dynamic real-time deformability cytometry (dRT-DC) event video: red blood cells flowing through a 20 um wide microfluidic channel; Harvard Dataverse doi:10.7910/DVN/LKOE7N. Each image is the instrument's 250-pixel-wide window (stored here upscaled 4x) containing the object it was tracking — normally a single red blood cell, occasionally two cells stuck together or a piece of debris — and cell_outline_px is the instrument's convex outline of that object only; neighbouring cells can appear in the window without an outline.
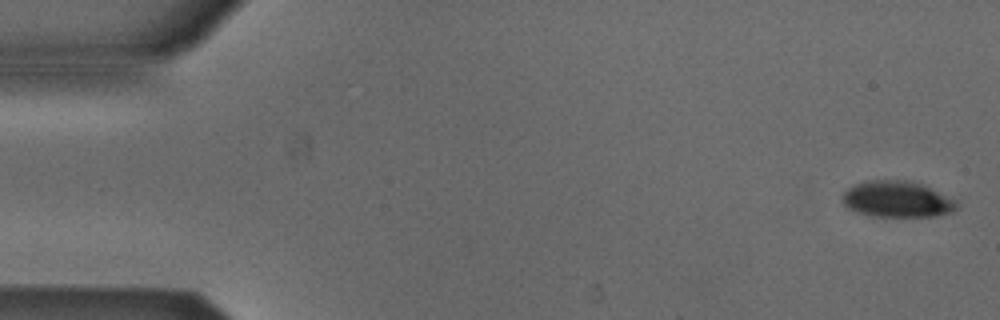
{"species": "Egyptian fruit bat (a non-hibernating species)", "species_latin": "Rousettus aegyptiacus", "temperature_condition": "cold", "stored_images_in_passage": 52, "camera_frame_rate_fps": 3000, "um_per_image_px": 0.085, "animal": {"sex": "male"}, "frame": {"image": 1, "passage_image": 1, "time_ms": 0.0, "image_size_px": [1000, 320], "cell_outline_px": [[960, 204], [952, 212], [932, 216], [872, 216], [848, 208], [844, 204], [844, 192], [848, 188], [864, 180], [912, 180], [924, 184], [956, 200]], "centroid_in_image_um": [76.3, 16.91], "position_along_channel_um": 8.7, "area_um2": 24.1}}
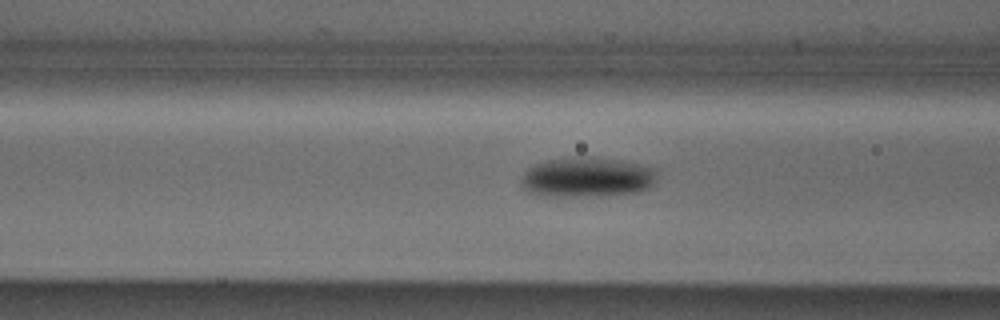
{"frame": {"image": 2, "passage_image": 20, "time_ms": 6.333, "image_size_px": [1000, 320], "cell_outline_px": [[656, 180], [648, 188], [636, 192], [572, 196], [544, 196], [528, 192], [520, 184], [520, 180], [524, 172], [528, 168], [536, 164], [548, 160], [572, 156], [580, 156], [620, 160], [656, 168]], "centroid_in_image_um": [49.86, 15.04], "position_along_channel_um": 116.7, "area_um2": 31.39}}
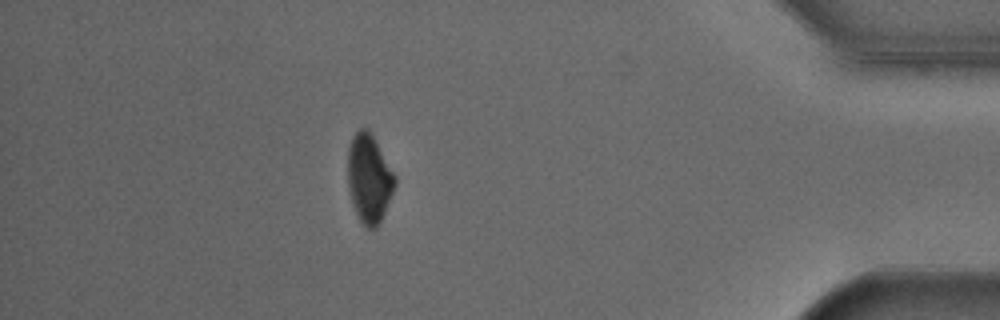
{"frame": {"image": 3, "passage_image": 46, "time_ms": 15.0, "image_size_px": [1000, 320], "cell_outline_px": [[396, 184], [384, 212], [376, 228], [364, 228], [352, 204], [348, 188], [348, 148], [352, 136], [360, 128], [368, 128], [396, 176]], "centroid_in_image_um": [31.36, 15.16], "position_along_channel_um": 403.8, "area_um2": 24.16}, "authors_computed_cell_mechanics": {"area_um2": 27.4261, "velocity_mm_per_s": 3.87, "shape_relaxation_time_tau1_ms": 2.5991, "shape_relaxation_time_tau2_ms": null, "deformation_change_tau1": 0.0954, "deformation_change_tau2": null}}